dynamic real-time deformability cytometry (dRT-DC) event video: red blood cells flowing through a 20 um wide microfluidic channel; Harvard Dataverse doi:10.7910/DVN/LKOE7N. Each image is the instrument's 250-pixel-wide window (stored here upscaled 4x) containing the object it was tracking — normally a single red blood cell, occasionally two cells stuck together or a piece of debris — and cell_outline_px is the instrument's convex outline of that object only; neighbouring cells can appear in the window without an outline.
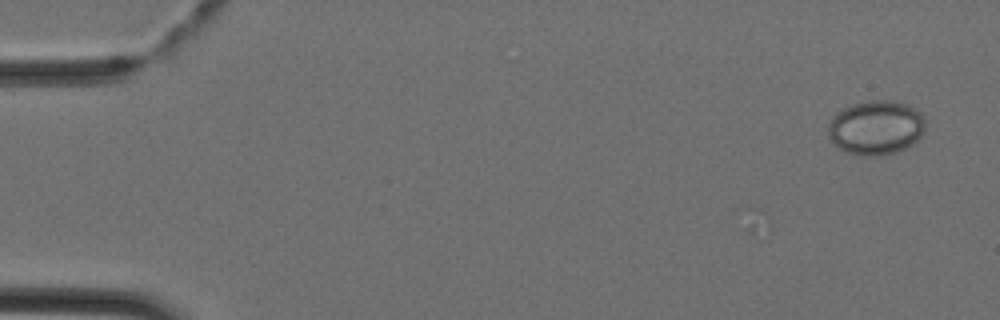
{"species": "Egyptian fruit bat (a non-hibernating species)", "species_latin": "Rousettus aegyptiacus", "temperature_condition": "cold", "stored_images_in_passage": 4, "camera_frame_rate_fps": 3000, "um_per_image_px": 0.085, "animal": {"sex": "female"}, "frame": {"image": 1, "passage_image": 1, "time_ms": 0.0, "image_size_px": [1000, 320], "cell_outline_px": [[924, 132], [912, 144], [896, 152], [876, 156], [860, 156], [836, 148], [828, 136], [828, 124], [832, 116], [840, 108], [852, 104], [868, 100], [892, 100], [916, 108], [924, 116]], "centroid_in_image_um": [74.41, 10.84], "position_along_channel_um": 10.6, "area_um2": 31.15}}